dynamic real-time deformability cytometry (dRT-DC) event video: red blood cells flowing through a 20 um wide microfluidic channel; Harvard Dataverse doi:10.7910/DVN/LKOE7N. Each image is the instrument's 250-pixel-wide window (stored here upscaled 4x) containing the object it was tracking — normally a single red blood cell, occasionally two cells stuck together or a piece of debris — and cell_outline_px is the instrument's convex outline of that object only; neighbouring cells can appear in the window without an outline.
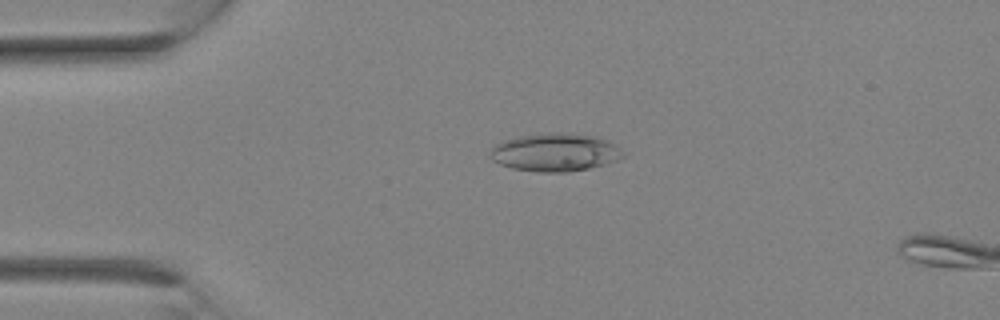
{"species": "Egyptian fruit bat (a non-hibernating species)", "species_latin": "Rousettus aegyptiacus", "temperature_condition": "room temperature", "stored_images_in_passage": 3, "camera_frame_rate_fps": 3000, "um_per_image_px": 0.085, "animal": {"sex": "female"}, "frame": {"image": 1, "passage_image": 2, "time_ms": 0.333, "image_size_px": [1000, 320], "cell_outline_px": [[624, 156], [616, 160], [604, 164], [588, 168], [568, 172], [536, 172], [512, 168], [500, 164], [492, 160], [488, 152], [488, 148], [504, 140], [516, 136], [552, 132], [572, 132], [596, 136], [608, 140], [616, 144], [624, 152]], "centroid_in_image_um": [47.16, 12.93], "position_along_channel_um": 37.8, "area_um2": 29.94}}